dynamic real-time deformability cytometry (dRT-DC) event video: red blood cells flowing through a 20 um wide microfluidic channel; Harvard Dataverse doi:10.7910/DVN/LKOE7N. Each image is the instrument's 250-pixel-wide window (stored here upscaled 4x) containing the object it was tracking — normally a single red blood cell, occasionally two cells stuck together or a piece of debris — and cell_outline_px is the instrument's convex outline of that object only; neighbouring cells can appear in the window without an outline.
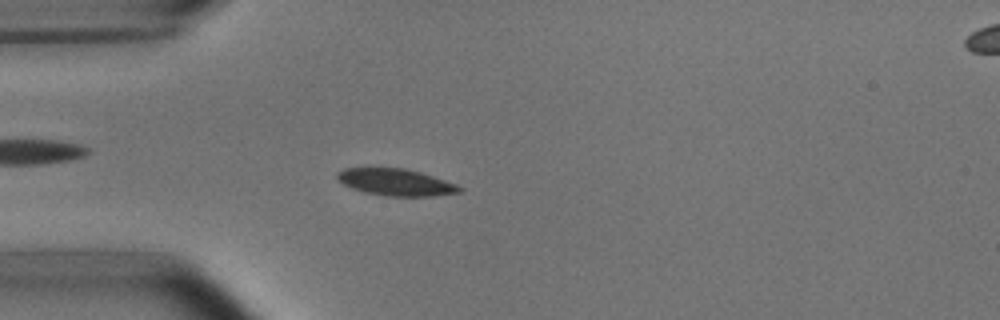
{"species": "common noctule bat (a hibernating species)", "species_latin": "Nyctalus noctula", "temperature_condition": "room temperature", "stored_images_in_passage": 52, "camera_frame_rate_fps": 3000, "um_per_image_px": 0.085, "animal": {"sex": "male", "body_mass_g": 15.6}, "frame": {"image": 1, "passage_image": 14, "time_ms": 4.333, "image_size_px": [1000, 320], "cell_outline_px": [[464, 188], [460, 192], [432, 196], [388, 196], [364, 192], [352, 188], [336, 180], [336, 172], [344, 168], [404, 168], [420, 172], [456, 184]], "centroid_in_image_um": [33.61, 15.49], "position_along_channel_um": 51.4, "area_um2": 19.07}}
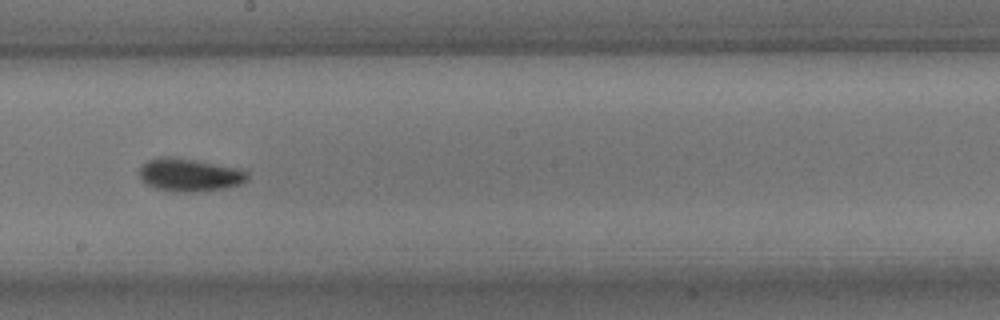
{"frame": {"image": 2, "passage_image": 29, "time_ms": 9.333, "image_size_px": [1000, 320], "cell_outline_px": [[248, 180], [240, 184], [224, 188], [192, 192], [172, 192], [156, 188], [144, 184], [140, 180], [140, 168], [148, 160], [164, 156], [168, 156], [240, 168], [248, 172]], "centroid_in_image_um": [16.1, 14.88], "position_along_channel_um": 232.1, "area_um2": 20.69}}
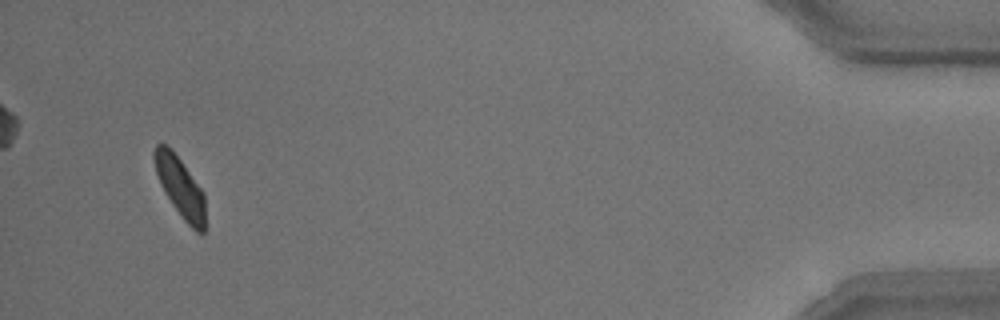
{"frame": {"image": 3, "passage_image": 50, "time_ms": 16.333, "image_size_px": [1000, 320], "cell_outline_px": [[204, 232], [196, 232], [184, 220], [172, 204], [164, 192], [160, 184], [156, 172], [152, 156], [152, 152], [156, 144], [164, 144], [172, 148], [204, 192]], "centroid_in_image_um": [15.28, 15.85], "position_along_channel_um": 419.9, "area_um2": 17.8}, "authors_computed_cell_mechanics": {"area_um2": 19.0451, "velocity_mm_per_s": 3.778, "shape_relaxation_time_tau1_ms": 1.8815, "shape_relaxation_time_tau2_ms": 1.391, "deformation_change_tau1": 0.1137, "deformation_change_tau2": 0.0504}}